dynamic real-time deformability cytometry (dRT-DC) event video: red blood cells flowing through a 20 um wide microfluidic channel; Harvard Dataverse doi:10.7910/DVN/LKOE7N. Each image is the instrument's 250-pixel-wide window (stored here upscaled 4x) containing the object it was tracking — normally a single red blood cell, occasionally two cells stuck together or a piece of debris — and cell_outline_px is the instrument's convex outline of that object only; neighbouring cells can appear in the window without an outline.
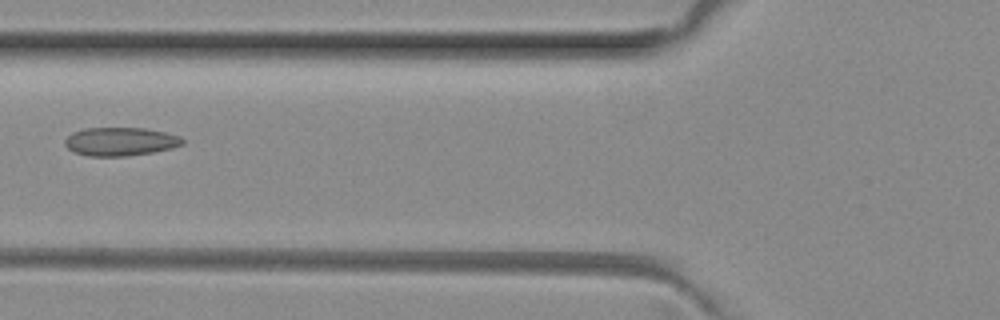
{"species": "common noctule bat (a hibernating species)", "species_latin": "Nyctalus noctula", "temperature_condition": "room temperature", "stored_images_in_passage": 3, "camera_frame_rate_fps": 3000, "um_per_image_px": 0.085, "animal": {"sex": "female", "body_mass_g": 29.2, "forearm_length_mm": 56.3}, "frame": {"image": 1, "passage_image": 3, "time_ms": 0.667, "image_size_px": [1000, 320], "cell_outline_px": [[184, 144], [172, 148], [152, 152], [128, 156], [88, 156], [76, 152], [68, 148], [64, 144], [64, 140], [72, 132], [84, 128], [144, 128], [164, 132], [180, 136], [184, 140]], "centroid_in_image_um": [10.23, 12.03], "position_along_channel_um": 115.6, "area_um2": 19.48}}